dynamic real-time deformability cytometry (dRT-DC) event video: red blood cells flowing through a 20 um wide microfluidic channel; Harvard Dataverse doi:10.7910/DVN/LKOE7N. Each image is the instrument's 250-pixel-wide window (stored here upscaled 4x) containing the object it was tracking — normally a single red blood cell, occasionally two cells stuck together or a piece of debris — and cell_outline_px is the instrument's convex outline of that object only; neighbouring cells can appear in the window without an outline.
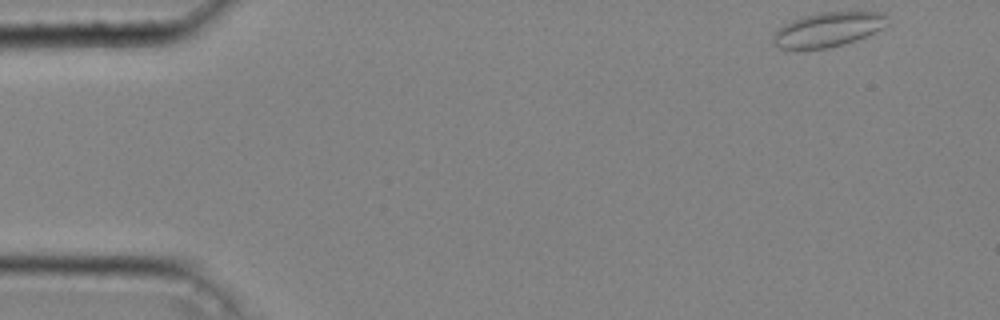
{"species": "common noctule bat (a hibernating species)", "species_latin": "Nyctalus noctula", "temperature_condition": "cold", "stored_images_in_passage": 38, "camera_frame_rate_fps": 3000, "um_per_image_px": 0.085, "animal": {"sex": "male", "body_mass_g": 20.4}, "frame": {"image": 1, "passage_image": 1, "time_ms": 0.0, "image_size_px": [1000, 320], "cell_outline_px": [[892, 16], [888, 24], [868, 36], [844, 44], [828, 48], [780, 48], [772, 44], [772, 36], [784, 24], [792, 20], [804, 16], [820, 12], [884, 12]], "centroid_in_image_um": [70.45, 2.49], "position_along_channel_um": 14.5, "area_um2": 23.06}}
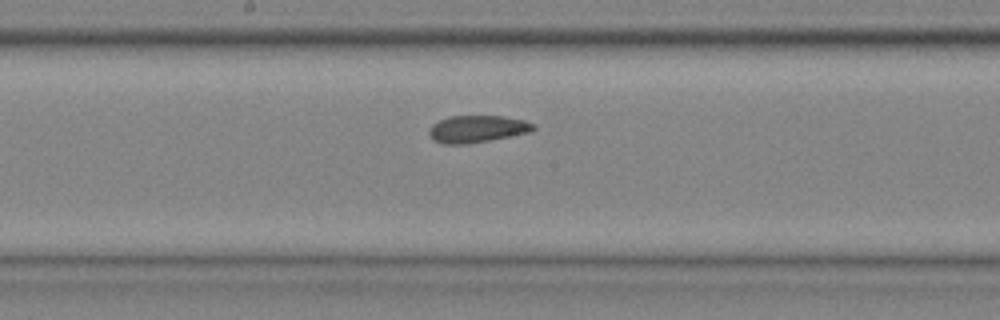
{"frame": {"image": 2, "passage_image": 22, "time_ms": 7.0, "image_size_px": [1000, 320], "cell_outline_px": [[536, 128], [532, 132], [468, 144], [440, 144], [432, 140], [428, 136], [428, 132], [432, 124], [448, 116], [504, 116], [524, 120], [536, 124]], "centroid_in_image_um": [40.55, 10.97], "position_along_channel_um": 207.7, "area_um2": 16.76}}
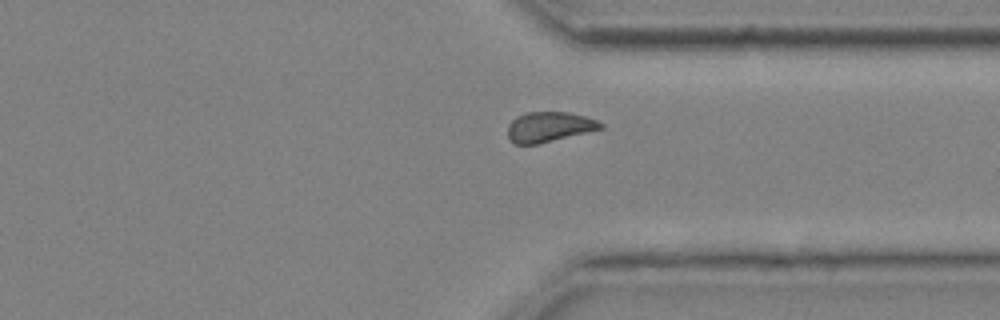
{"frame": {"image": 3, "passage_image": 33, "time_ms": 10.667, "image_size_px": [1000, 320], "cell_outline_px": [[604, 128], [536, 144], [512, 144], [508, 136], [508, 124], [516, 116], [528, 112], [568, 112], [584, 116], [596, 120], [604, 124]], "centroid_in_image_um": [46.65, 10.78], "position_along_channel_um": 364.7, "area_um2": 16.18}, "authors_computed_cell_mechanics": {"area_um2": 16.8198, "velocity_mm_per_s": 4.2648, "shape_relaxation_time_tau1_ms": 1.8764, "shape_relaxation_time_tau2_ms": 1.3061, "deformation_change_tau1": 0.0517, "deformation_change_tau2": 0.0584}}